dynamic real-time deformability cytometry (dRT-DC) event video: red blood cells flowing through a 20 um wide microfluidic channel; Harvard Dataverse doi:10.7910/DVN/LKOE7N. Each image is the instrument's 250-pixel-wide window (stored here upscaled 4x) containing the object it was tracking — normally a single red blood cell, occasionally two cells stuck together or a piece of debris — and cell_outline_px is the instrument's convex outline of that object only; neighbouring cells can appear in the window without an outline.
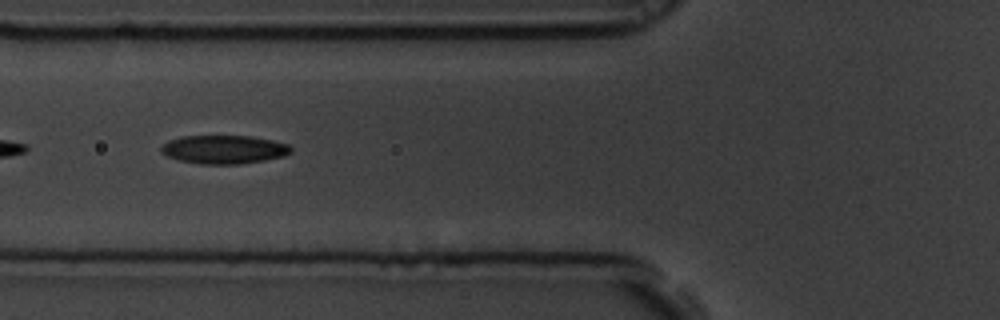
{"species": "common noctule bat (a hibernating species)", "species_latin": "Nyctalus noctula", "temperature_condition": "room temperature", "stored_images_in_passage": 28, "camera_frame_rate_fps": 3000, "um_per_image_px": 0.085, "animal": {"sex": "male", "body_mass_g": 19.5, "forearm_length_mm": 54.6}, "frame": {"image": 1, "passage_image": 22, "time_ms": 7.0, "image_size_px": [1000, 320], "cell_outline_px": [[292, 152], [284, 156], [264, 160], [240, 164], [200, 164], [180, 160], [168, 156], [160, 152], [160, 148], [168, 140], [180, 136], [252, 136], [272, 140], [288, 144], [292, 148]], "centroid_in_image_um": [19.04, 12.7], "position_along_channel_um": 106.8, "area_um2": 21.62}}